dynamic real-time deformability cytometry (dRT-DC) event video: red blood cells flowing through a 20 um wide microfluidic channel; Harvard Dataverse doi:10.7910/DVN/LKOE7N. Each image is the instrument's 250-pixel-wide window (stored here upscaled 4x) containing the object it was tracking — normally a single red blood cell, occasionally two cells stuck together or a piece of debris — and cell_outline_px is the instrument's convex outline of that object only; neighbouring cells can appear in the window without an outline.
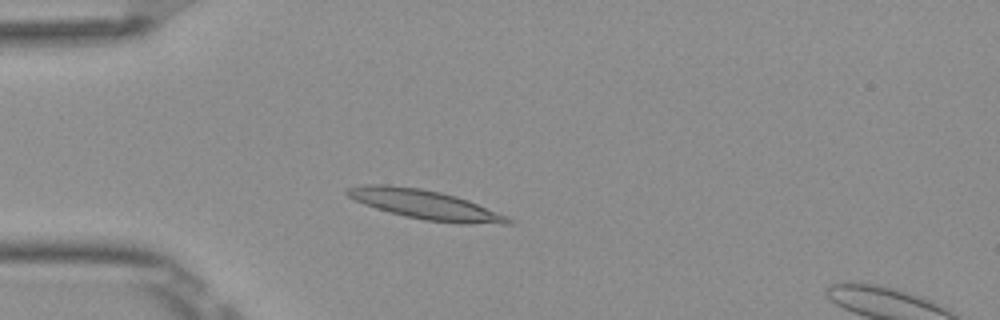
{"species": "Egyptian fruit bat (a non-hibernating species)", "species_latin": "Rousettus aegyptiacus", "temperature_condition": "room temperature", "stored_images_in_passage": 40, "segment_of_instrument_passage": [1, 2], "camera_frame_rate_fps": 3000, "um_per_image_px": 0.085, "frame": {"image": 1, "passage_image": 1, "time_ms": 0.0, "image_size_px": [1000, 320], "cell_outline_px": [[512, 224], [460, 224], [424, 220], [404, 216], [376, 208], [352, 200], [344, 192], [344, 188], [360, 184], [388, 184], [420, 188], [440, 192], [456, 196], [468, 200], [508, 216], [512, 220]], "centroid_in_image_um": [36.09, 17.38], "position_along_channel_um": 48.9, "area_um2": 27.8}}
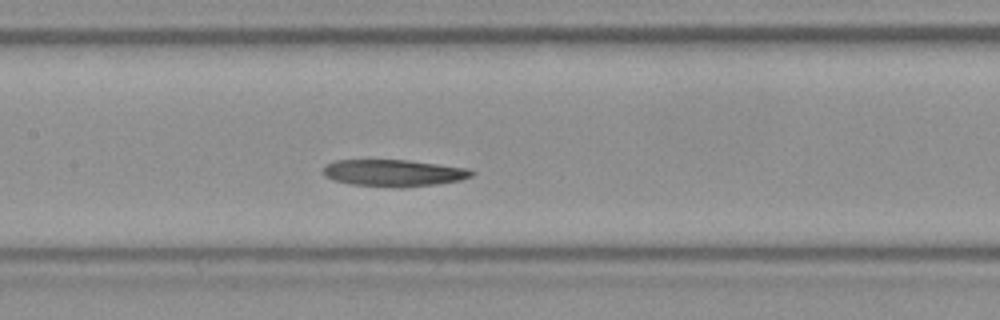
{"frame": {"image": 2, "passage_image": 12, "time_ms": 3.667, "image_size_px": [1000, 320], "cell_outline_px": [[476, 172], [472, 176], [460, 180], [436, 184], [404, 188], [396, 188], [352, 184], [336, 180], [324, 176], [324, 164], [332, 160], [408, 160], [468, 168]], "centroid_in_image_um": [33.47, 14.7], "position_along_channel_um": 173.9, "area_um2": 23.35}}
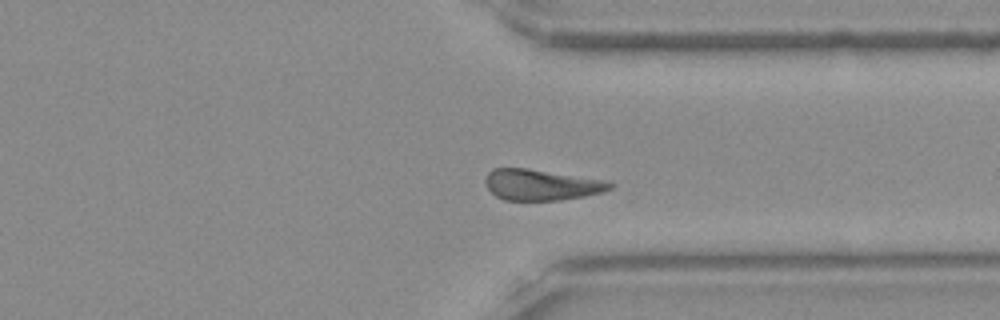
{"frame": {"image": 3, "passage_image": 27, "time_ms": 8.667, "image_size_px": [1000, 320], "cell_outline_px": [[616, 184], [612, 188], [604, 192], [584, 196], [560, 200], [504, 200], [496, 196], [488, 188], [484, 180], [488, 172], [492, 168], [524, 168], [612, 180]], "centroid_in_image_um": [46.09, 15.7], "position_along_channel_um": 365.3, "area_um2": 22.77}}